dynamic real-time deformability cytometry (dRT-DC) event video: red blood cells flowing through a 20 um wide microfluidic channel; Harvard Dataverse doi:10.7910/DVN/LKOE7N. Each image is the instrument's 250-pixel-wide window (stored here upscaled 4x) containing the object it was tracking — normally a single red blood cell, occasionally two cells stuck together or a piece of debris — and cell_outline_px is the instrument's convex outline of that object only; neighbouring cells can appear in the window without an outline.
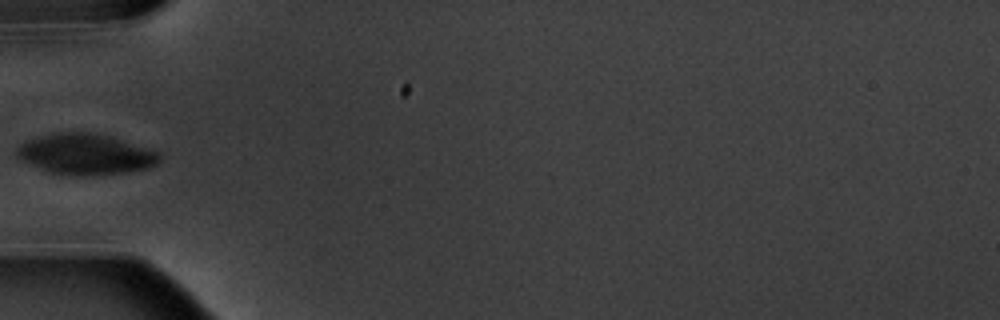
{"species": "common noctule bat (a hibernating species)", "species_latin": "Nyctalus noctula", "temperature_condition": "warm", "stored_images_in_passage": 6, "camera_frame_rate_fps": 3000, "um_per_image_px": 0.085, "animal": {"sex": "male", "body_mass_g": 20.1, "forearm_length_mm": 53.5}, "frame": {"image": 1, "passage_image": 5, "time_ms": 4.667, "image_size_px": [1000, 320], "cell_outline_px": [[160, 160], [156, 164], [148, 168], [124, 172], [80, 176], [52, 172], [40, 168], [20, 160], [16, 156], [16, 148], [24, 140], [56, 132], [92, 132], [112, 136], [160, 152]], "centroid_in_image_um": [7.26, 13.08], "position_along_channel_um": 77.7, "area_um2": 33.87}}